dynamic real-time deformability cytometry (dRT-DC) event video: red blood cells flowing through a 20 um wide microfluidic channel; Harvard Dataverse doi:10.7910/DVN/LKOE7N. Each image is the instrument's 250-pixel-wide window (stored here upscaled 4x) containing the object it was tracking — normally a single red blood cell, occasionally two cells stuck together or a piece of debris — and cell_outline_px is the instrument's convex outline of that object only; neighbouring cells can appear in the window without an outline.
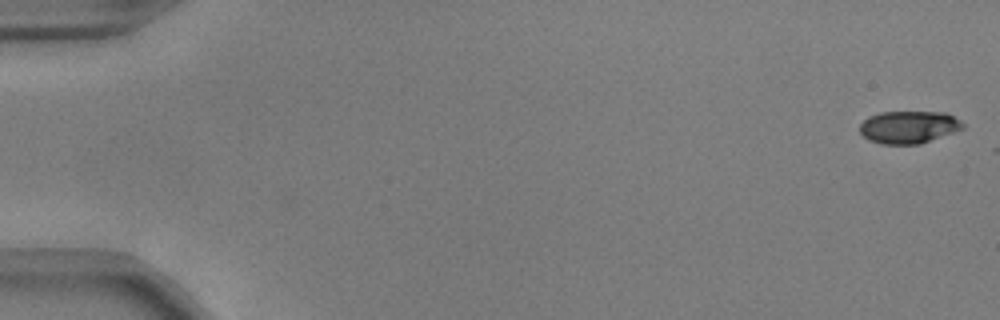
{"species": "common noctule bat (a hibernating species)", "species_latin": "Nyctalus noctula", "temperature_condition": "warm", "stored_images_in_passage": 6, "camera_frame_rate_fps": 3000, "um_per_image_px": 0.085, "animal": {"sex": "male", "body_mass_g": 17.9, "forearm_length_mm": 54.2}, "frame": {"image": 1, "passage_image": 1, "time_ms": 0.0, "image_size_px": [1000, 320], "cell_outline_px": [[964, 128], [920, 144], [880, 144], [868, 140], [860, 132], [860, 124], [868, 116], [880, 112], [948, 112], [960, 120], [964, 124]], "centroid_in_image_um": [77.23, 10.8], "position_along_channel_um": 7.8, "area_um2": 19.59}}